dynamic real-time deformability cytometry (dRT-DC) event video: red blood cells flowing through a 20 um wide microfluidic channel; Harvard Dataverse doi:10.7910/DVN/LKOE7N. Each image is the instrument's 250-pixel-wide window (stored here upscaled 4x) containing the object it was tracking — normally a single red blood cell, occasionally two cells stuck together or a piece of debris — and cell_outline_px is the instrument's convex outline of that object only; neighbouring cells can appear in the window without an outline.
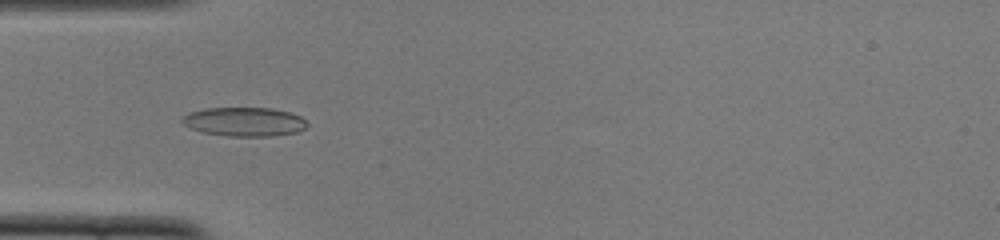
{"species": "common noctule bat (a hibernating species)", "species_latin": "Nyctalus noctula", "temperature_condition": "cold", "stored_images_in_passage": 22, "camera_frame_rate_fps": 3000, "um_per_image_px": 0.085, "animal": {"sex": "female", "body_mass_g": 22.0, "forearm_length_mm": 56.7}, "frame": {"image": 1, "passage_image": 16, "time_ms": 5.0, "image_size_px": [1000, 240], "cell_outline_px": [[308, 124], [304, 128], [296, 132], [272, 136], [224, 136], [200, 132], [188, 128], [180, 120], [188, 112], [204, 108], [272, 108], [288, 112], [300, 116]], "centroid_in_image_um": [20.7, 10.35], "position_along_channel_um": 64.3, "area_um2": 21.21}}
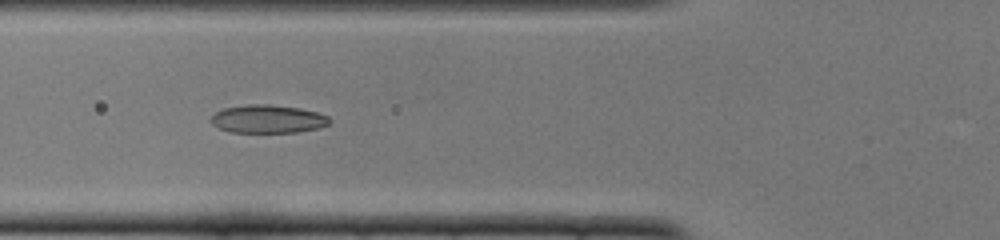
{"frame": {"image": 2, "passage_image": 19, "time_ms": 6.0, "image_size_px": [1000, 240], "cell_outline_px": [[332, 120], [328, 124], [316, 128], [296, 132], [232, 132], [220, 128], [212, 124], [208, 120], [216, 112], [224, 108], [248, 104], [268, 104], [300, 108], [316, 112], [328, 116]], "centroid_in_image_um": [22.75, 10.1], "position_along_channel_um": 103.1, "area_um2": 19.36}}